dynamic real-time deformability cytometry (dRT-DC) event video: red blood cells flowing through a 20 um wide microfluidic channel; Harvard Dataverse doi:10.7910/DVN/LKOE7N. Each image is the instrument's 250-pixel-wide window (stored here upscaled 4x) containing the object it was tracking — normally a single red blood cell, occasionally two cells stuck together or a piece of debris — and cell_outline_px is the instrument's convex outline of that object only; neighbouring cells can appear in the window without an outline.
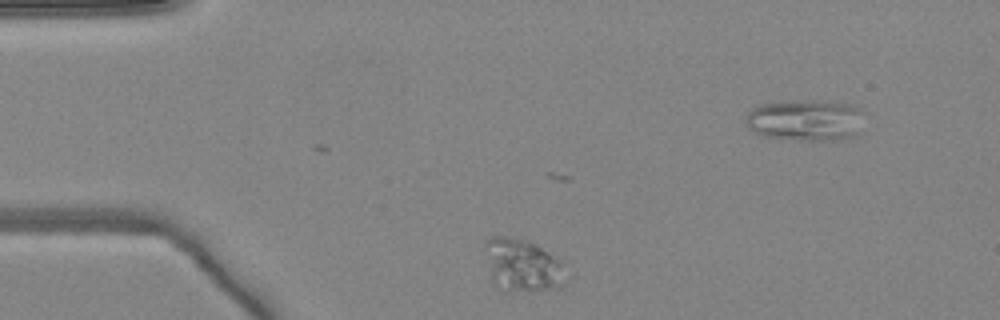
{"species": "common noctule bat (a hibernating species)", "species_latin": "Nyctalus noctula", "temperature_condition": "warm", "stored_images_in_passage": 37, "camera_frame_rate_fps": 3000, "um_per_image_px": 0.085, "animal": {"sex": "female", "body_mass_g": 24.6, "forearm_length_mm": 56.2}, "frame": {"image": 1, "passage_image": 7, "time_ms": 2.0, "image_size_px": [1000, 320], "cell_outline_px": [[560, 284], [556, 288], [508, 292], [504, 292], [496, 288], [492, 280], [484, 248], [484, 240], [492, 236], [508, 236], [524, 240], [536, 244], [560, 260]], "centroid_in_image_um": [44.26, 22.52], "position_along_channel_um": 40.7, "area_um2": 24.28}}
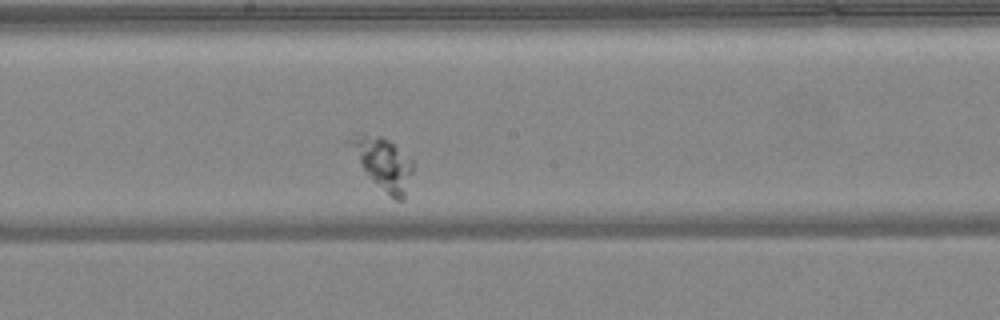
{"frame": {"image": 2, "passage_image": 24, "time_ms": 7.667, "image_size_px": [1000, 320], "cell_outline_px": [[412, 172], [404, 200], [396, 200], [364, 168], [344, 140], [356, 132], [380, 136], [388, 140], [412, 160]], "centroid_in_image_um": [32.54, 13.8], "position_along_channel_um": 215.7, "area_um2": 18.09}}
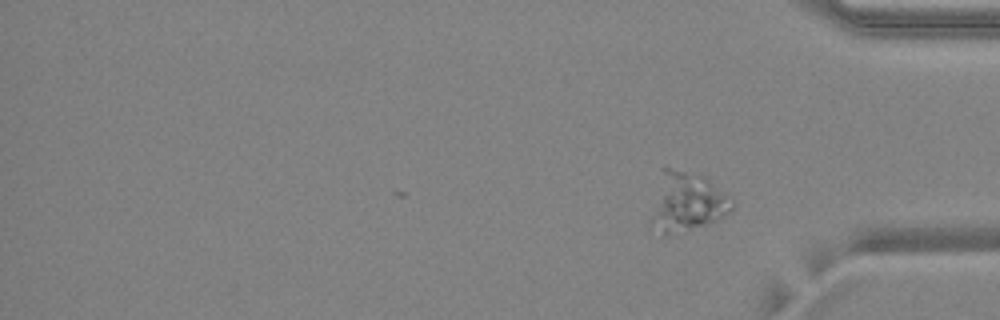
{"frame": {"image": 3, "passage_image": 37, "time_ms": 12.0, "image_size_px": [1000, 320], "cell_outline_px": [[732, 208], [724, 216], [708, 224], [668, 236], [664, 236], [648, 228], [648, 224], [664, 168], [668, 168], [704, 176], [724, 192], [732, 200]], "centroid_in_image_um": [58.35, 17.26], "position_along_channel_um": 376.9, "area_um2": 27.63}}